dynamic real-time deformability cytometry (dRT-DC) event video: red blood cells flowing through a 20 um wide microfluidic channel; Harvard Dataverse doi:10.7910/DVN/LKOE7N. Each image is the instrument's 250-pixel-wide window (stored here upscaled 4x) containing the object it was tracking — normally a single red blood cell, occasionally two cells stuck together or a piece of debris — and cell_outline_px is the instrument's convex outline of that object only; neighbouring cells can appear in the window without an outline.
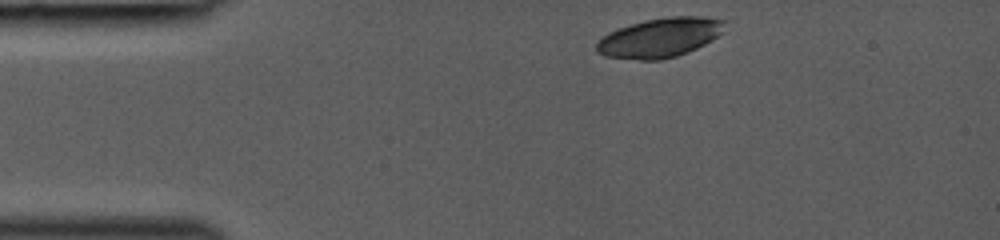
{"species": "common noctule bat (a hibernating species)", "species_latin": "Nyctalus noctula", "temperature_condition": "room temperature", "stored_images_in_passage": 34, "camera_frame_rate_fps": 3000, "um_per_image_px": 0.085, "animal": {"sex": "female", "body_mass_g": 19.0, "forearm_length_mm": 53.3}, "frame": {"image": 1, "passage_image": 1, "time_ms": 0.0, "image_size_px": [1000, 240], "cell_outline_px": [[728, 20], [724, 32], [712, 40], [688, 52], [676, 56], [660, 60], [640, 60], [604, 56], [596, 52], [596, 44], [608, 32], [644, 20], [668, 16], [704, 16]], "centroid_in_image_um": [56.15, 3.19], "position_along_channel_um": 28.9, "area_um2": 29.65}}
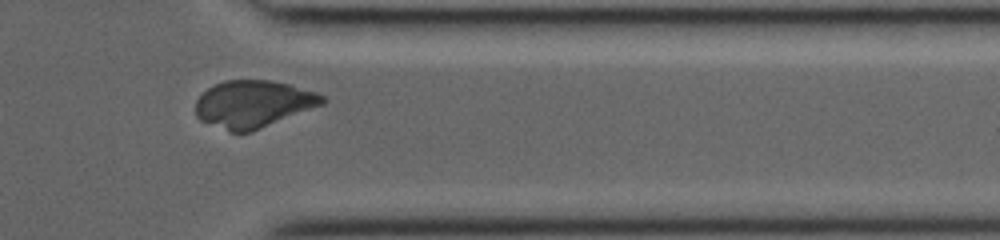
{"frame": {"image": 2, "passage_image": 29, "time_ms": 9.333, "image_size_px": [1000, 240], "cell_outline_px": [[328, 100], [324, 104], [252, 132], [228, 132], [200, 120], [196, 116], [196, 100], [212, 84], [224, 80], [272, 80], [288, 84], [316, 92], [324, 96]], "centroid_in_image_um": [21.53, 8.84], "position_along_channel_um": 389.9, "area_um2": 35.08}}
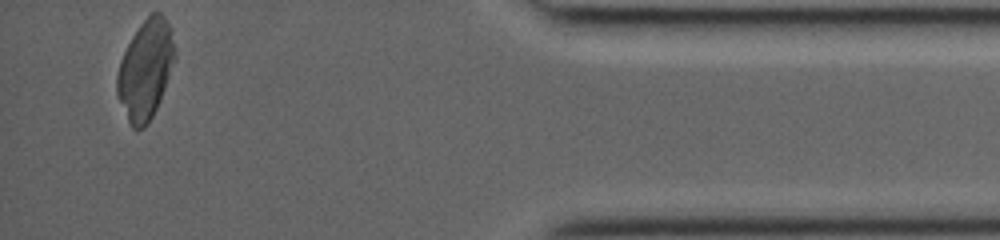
{"frame": {"image": 3, "passage_image": 34, "time_ms": 11.0, "image_size_px": [1000, 240], "cell_outline_px": [[176, 60], [160, 100], [148, 124], [144, 128], [132, 128], [128, 120], [116, 92], [116, 76], [120, 60], [132, 36], [140, 24], [152, 12], [160, 12], [168, 20], [172, 28], [176, 48]], "centroid_in_image_um": [12.4, 5.87], "position_along_channel_um": 422.8, "area_um2": 33.64}}